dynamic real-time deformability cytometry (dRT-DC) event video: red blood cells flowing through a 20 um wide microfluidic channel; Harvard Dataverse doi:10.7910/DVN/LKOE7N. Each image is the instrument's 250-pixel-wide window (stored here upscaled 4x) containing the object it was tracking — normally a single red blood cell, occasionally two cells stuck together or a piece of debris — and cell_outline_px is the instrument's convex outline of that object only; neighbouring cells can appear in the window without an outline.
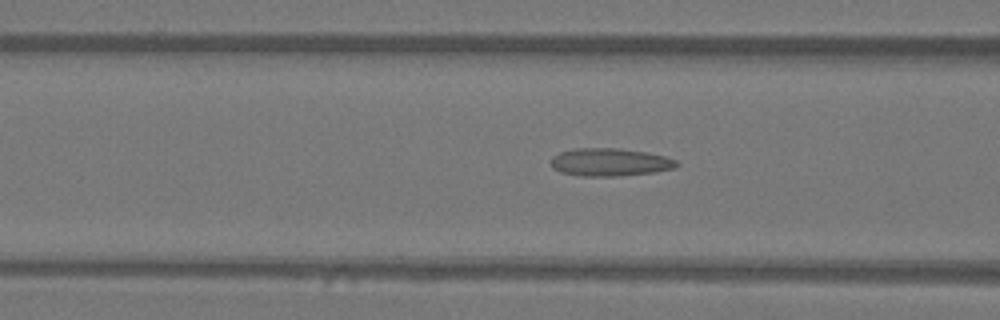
{"species": "Egyptian fruit bat (a non-hibernating species)", "species_latin": "Rousettus aegyptiacus", "temperature_condition": "warm", "stored_images_in_passage": 11, "camera_frame_rate_fps": 3000, "um_per_image_px": 0.085, "animal": {"sex": "female"}, "frame": {"image": 1, "passage_image": 4, "time_ms": 1.0, "image_size_px": [1000, 320], "cell_outline_px": [[680, 164], [676, 168], [656, 172], [616, 176], [580, 176], [560, 172], [552, 168], [548, 160], [552, 156], [560, 152], [572, 148], [620, 148], [648, 152], [664, 156], [676, 160]], "centroid_in_image_um": [51.81, 13.78], "position_along_channel_um": 114.8, "area_um2": 20.81}}
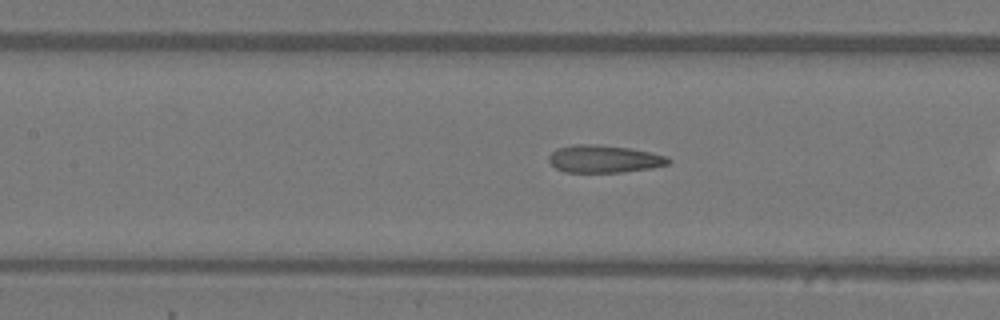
{"frame": {"image": 2, "passage_image": 7, "time_ms": 2.0, "image_size_px": [1000, 320], "cell_outline_px": [[672, 160], [668, 164], [652, 168], [624, 172], [564, 172], [556, 168], [548, 160], [548, 156], [556, 148], [572, 144], [592, 144], [628, 148], [652, 152], [668, 156]], "centroid_in_image_um": [51.35, 13.51], "position_along_channel_um": 156.0, "area_um2": 19.31}}
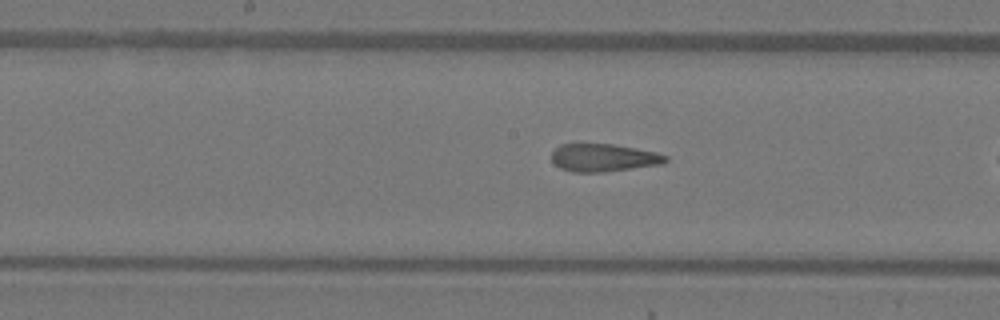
{"frame": {"image": 3, "passage_image": 10, "time_ms": 3.0, "image_size_px": [1000, 320], "cell_outline_px": [[668, 160], [664, 164], [600, 172], [572, 172], [560, 168], [552, 160], [552, 152], [560, 144], [612, 144], [636, 148], [656, 152], [668, 156]], "centroid_in_image_um": [51.32, 13.4], "position_along_channel_um": 196.9, "area_um2": 18.38}}